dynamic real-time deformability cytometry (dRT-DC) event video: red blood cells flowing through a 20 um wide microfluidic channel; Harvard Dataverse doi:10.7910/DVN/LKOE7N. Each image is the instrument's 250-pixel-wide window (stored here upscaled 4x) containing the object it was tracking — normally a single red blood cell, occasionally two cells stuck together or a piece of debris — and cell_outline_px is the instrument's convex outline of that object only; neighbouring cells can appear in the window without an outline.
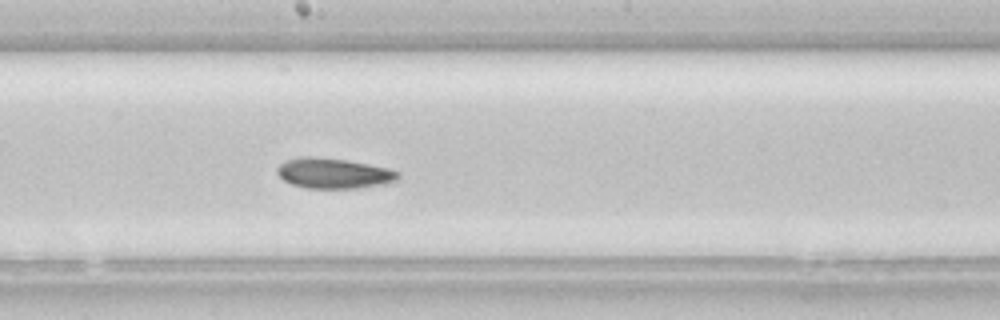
{"species": "common noctule bat (a hibernating species)", "species_latin": "Nyctalus noctula", "temperature_condition": "room temperature", "stored_images_in_passage": 40, "camera_frame_rate_fps": 3000, "um_per_image_px": 0.085, "animal": {"sex": "female", "body_mass_g": 22.7, "forearm_length_mm": 54.2}, "frame": {"image": 1, "passage_image": 18, "time_ms": 5.667, "image_size_px": [1000, 320], "cell_outline_px": [[400, 176], [396, 180], [380, 184], [356, 188], [304, 188], [292, 184], [284, 180], [276, 172], [276, 168], [280, 164], [296, 156], [312, 156], [348, 160], [388, 168], [396, 172]], "centroid_in_image_um": [28.3, 14.72], "position_along_channel_um": 219.9, "area_um2": 21.21}}